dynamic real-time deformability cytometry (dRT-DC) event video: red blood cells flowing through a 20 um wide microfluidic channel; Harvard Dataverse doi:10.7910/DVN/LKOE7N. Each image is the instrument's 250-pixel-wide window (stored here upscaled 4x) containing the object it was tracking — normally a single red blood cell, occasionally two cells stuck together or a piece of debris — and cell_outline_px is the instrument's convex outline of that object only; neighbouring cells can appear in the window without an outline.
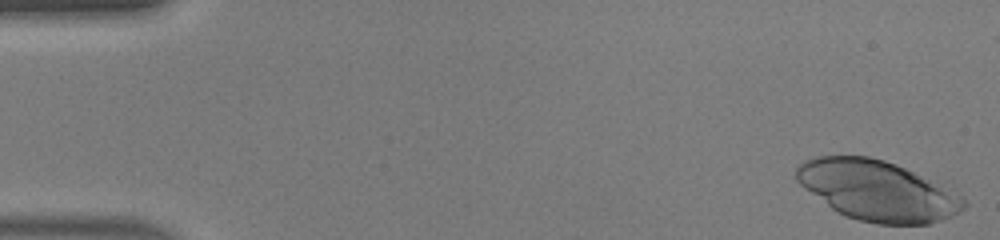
{"species": "human", "species_latin": "Homo sapiens", "temperature_condition": "warm", "stored_images_in_passage": 43, "camera_frame_rate_fps": 3000, "um_per_image_px": 0.085, "donor": {"sex": "male"}, "frame": {"image": 1, "passage_image": 1, "time_ms": 0.0, "image_size_px": [1000, 240], "cell_outline_px": [[968, 204], [960, 212], [952, 216], [928, 224], [876, 224], [860, 220], [836, 212], [804, 188], [792, 176], [796, 168], [804, 160], [816, 156], [868, 156], [884, 160], [896, 164], [964, 196]], "centroid_in_image_um": [74.55, 16.2], "position_along_channel_um": 10.5, "area_um2": 58.55}}